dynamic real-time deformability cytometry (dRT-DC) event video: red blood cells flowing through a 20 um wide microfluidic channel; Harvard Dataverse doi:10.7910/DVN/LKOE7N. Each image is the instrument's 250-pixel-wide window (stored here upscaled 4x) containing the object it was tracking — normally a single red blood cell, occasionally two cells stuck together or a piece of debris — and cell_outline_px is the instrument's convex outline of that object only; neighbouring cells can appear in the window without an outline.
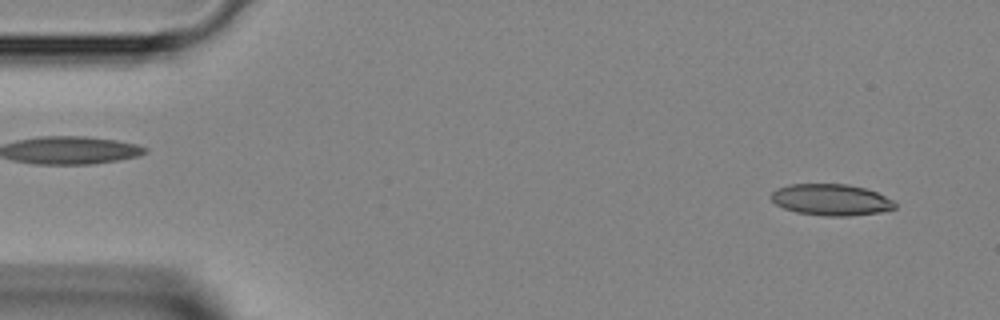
{"species": "Egyptian fruit bat (a non-hibernating species)", "species_latin": "Rousettus aegyptiacus", "temperature_condition": "room temperature", "stored_images_in_passage": 42, "camera_frame_rate_fps": 3000, "um_per_image_px": 0.085, "animal": {"sex": "female"}, "frame": {"image": 1, "passage_image": 2, "time_ms": 0.333, "image_size_px": [1000, 320], "cell_outline_px": [[896, 208], [880, 212], [848, 216], [824, 216], [796, 212], [784, 208], [776, 204], [772, 200], [772, 192], [776, 188], [788, 184], [848, 184], [864, 188], [876, 192], [892, 200], [896, 204]], "centroid_in_image_um": [70.62, 16.98], "position_along_channel_um": 14.4, "area_um2": 22.6}}
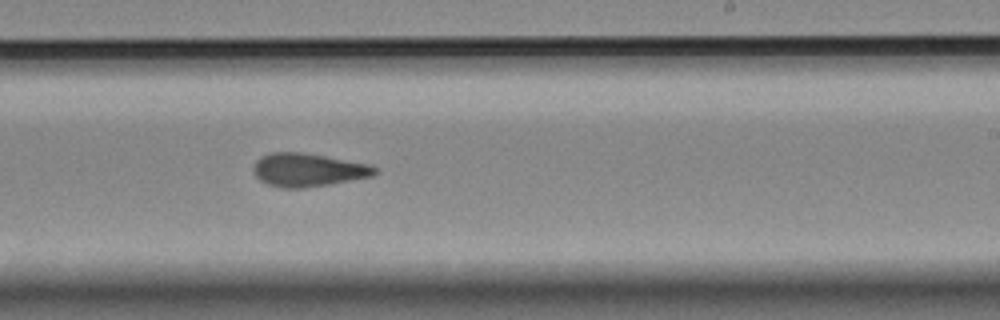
{"frame": {"image": 2, "passage_image": 25, "time_ms": 8.0, "image_size_px": [1000, 320], "cell_outline_px": [[380, 172], [372, 176], [328, 184], [304, 188], [280, 188], [268, 184], [260, 180], [252, 172], [252, 164], [260, 156], [268, 152], [300, 152], [372, 164]], "centroid_in_image_um": [26.15, 14.43], "position_along_channel_um": 262.9, "area_um2": 23.76}}
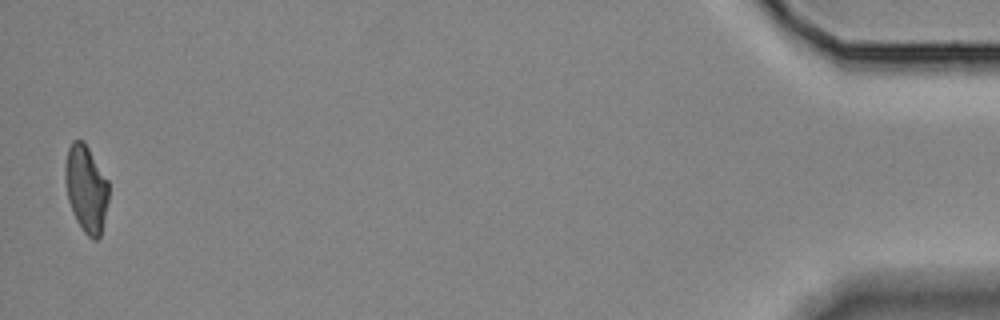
{"frame": {"image": 3, "passage_image": 42, "time_ms": 13.667, "image_size_px": [1000, 320], "cell_outline_px": [[108, 200], [104, 220], [100, 236], [96, 240], [92, 240], [84, 232], [76, 220], [72, 212], [68, 200], [64, 180], [64, 164], [68, 148], [72, 140], [84, 140], [108, 180]], "centroid_in_image_um": [7.3, 16.01], "position_along_channel_um": 427.9, "area_um2": 22.31}}